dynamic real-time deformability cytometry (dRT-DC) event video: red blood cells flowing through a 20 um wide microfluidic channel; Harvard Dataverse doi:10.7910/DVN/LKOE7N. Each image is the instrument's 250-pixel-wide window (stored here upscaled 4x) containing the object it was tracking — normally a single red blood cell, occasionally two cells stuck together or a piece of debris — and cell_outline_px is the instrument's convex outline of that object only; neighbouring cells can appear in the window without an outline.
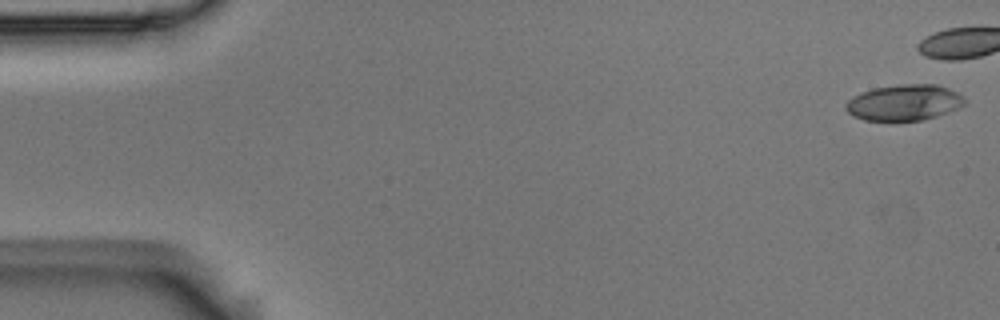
{"species": "Egyptian fruit bat (a non-hibernating species)", "species_latin": "Rousettus aegyptiacus", "temperature_condition": "room temperature", "stored_images_in_passage": 6, "camera_frame_rate_fps": 3000, "um_per_image_px": 0.085, "animal": {"sex": "male"}, "frame": {"image": 1, "passage_image": 1, "time_ms": 0.0, "image_size_px": [1000, 320], "cell_outline_px": [[964, 104], [948, 112], [924, 120], [864, 120], [852, 116], [844, 108], [844, 104], [852, 96], [872, 88], [900, 84], [936, 84], [948, 88], [964, 96]], "centroid_in_image_um": [76.81, 8.71], "position_along_channel_um": 8.2, "area_um2": 24.91}}